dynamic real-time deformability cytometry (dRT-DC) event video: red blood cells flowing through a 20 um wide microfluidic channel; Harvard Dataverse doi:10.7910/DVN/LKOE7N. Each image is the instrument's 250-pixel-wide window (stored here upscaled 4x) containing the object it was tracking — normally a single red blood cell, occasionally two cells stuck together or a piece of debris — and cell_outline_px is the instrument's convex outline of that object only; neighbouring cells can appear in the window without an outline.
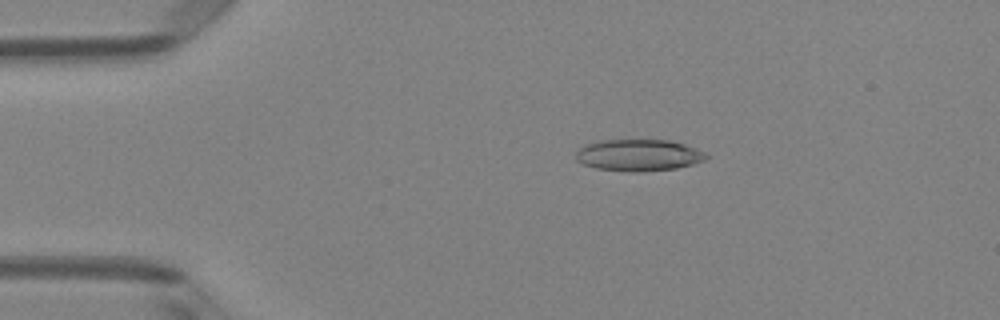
{"species": "Egyptian fruit bat (a non-hibernating species)", "species_latin": "Rousettus aegyptiacus", "temperature_condition": "room temperature", "stored_images_in_passage": 48, "camera_frame_rate_fps": 3000, "um_per_image_px": 0.085, "animal": {"sex": "female"}, "frame": {"image": 1, "passage_image": 8, "time_ms": 2.333, "image_size_px": [1000, 320], "cell_outline_px": [[708, 156], [704, 160], [692, 164], [676, 168], [640, 172], [632, 172], [596, 168], [584, 164], [576, 160], [576, 152], [584, 144], [600, 140], [668, 140], [684, 144], [696, 148], [704, 152]], "centroid_in_image_um": [54.26, 13.18], "position_along_channel_um": 30.7, "area_um2": 23.99}}
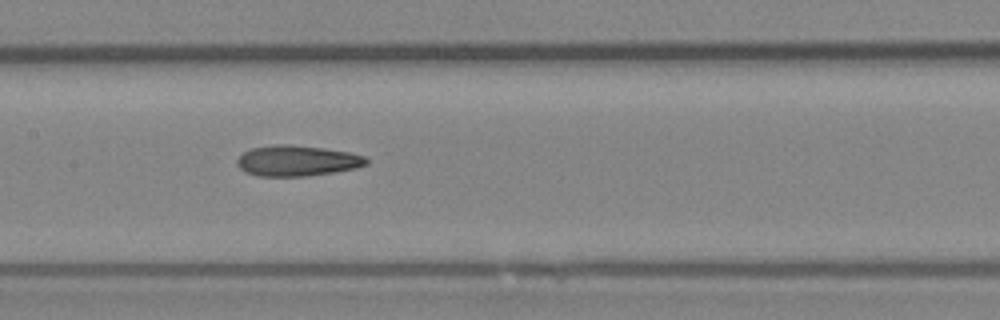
{"frame": {"image": 2, "passage_image": 23, "time_ms": 7.333, "image_size_px": [1000, 320], "cell_outline_px": [[368, 164], [356, 168], [308, 176], [256, 176], [244, 172], [236, 164], [236, 160], [244, 152], [252, 148], [280, 144], [288, 144], [324, 148], [348, 152], [364, 156], [368, 160]], "centroid_in_image_um": [25.23, 13.67], "position_along_channel_um": 182.2, "area_um2": 23.06}}
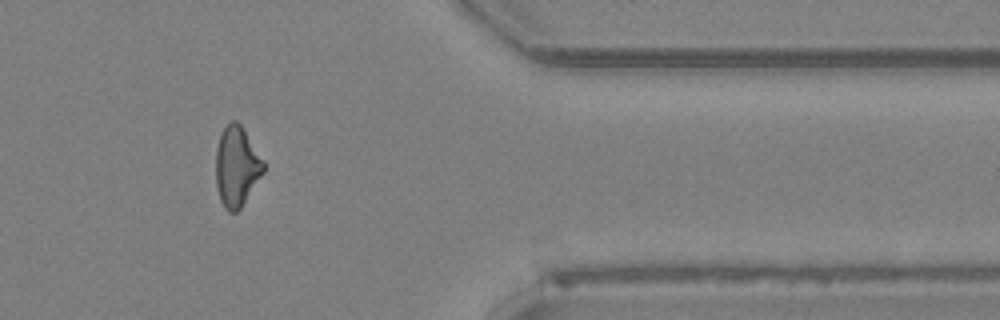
{"frame": {"image": 3, "passage_image": 40, "time_ms": 13.0, "image_size_px": [1000, 320], "cell_outline_px": [[264, 172], [240, 208], [236, 212], [228, 212], [224, 208], [220, 200], [216, 184], [216, 148], [220, 136], [224, 128], [232, 120], [236, 120], [240, 124], [264, 160]], "centroid_in_image_um": [20.11, 14.16], "position_along_channel_um": 391.3, "area_um2": 22.08}, "authors_computed_cell_mechanics": {"area_um2": 22.7732, "velocity_mm_per_s": 4.0551, "shape_relaxation_time_tau1_ms": null, "shape_relaxation_time_tau2_ms": 3.571, "deformation_change_tau1": null, "deformation_change_tau2": 0.1447}}